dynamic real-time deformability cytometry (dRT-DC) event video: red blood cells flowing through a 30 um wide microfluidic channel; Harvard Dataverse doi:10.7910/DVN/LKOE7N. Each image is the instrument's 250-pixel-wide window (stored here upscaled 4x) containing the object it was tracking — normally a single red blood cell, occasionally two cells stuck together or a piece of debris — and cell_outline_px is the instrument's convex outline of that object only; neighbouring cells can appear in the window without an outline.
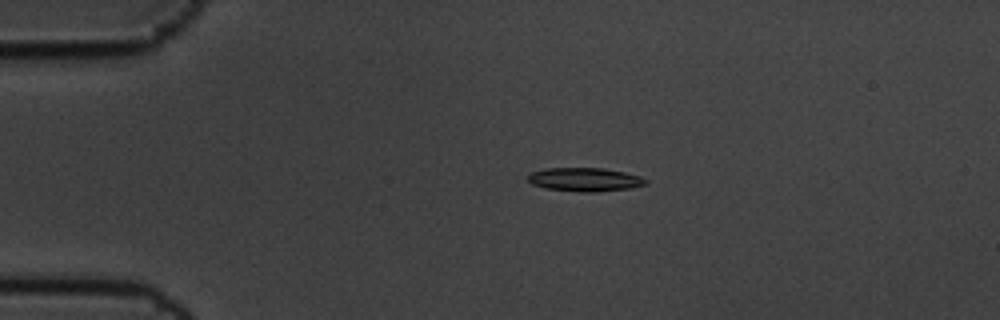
{"species": "common noctule bat (a hibernating species)", "species_latin": "Nyctalus noctula", "temperature_condition": "cold", "stored_images_in_passage": 10, "camera_frame_rate_fps": 3000, "um_per_image_px": 0.085, "animal": {"sex": "male", "body_mass_g": 19.5, "forearm_length_mm": 54.6}, "frame": {"image": 1, "passage_image": 3, "time_ms": 0.667, "image_size_px": [1000, 320], "cell_outline_px": [[648, 184], [632, 188], [596, 192], [584, 192], [544, 188], [532, 184], [528, 180], [528, 176], [532, 172], [544, 168], [604, 168], [624, 172], [640, 176], [648, 180]], "centroid_in_image_um": [49.74, 15.26], "position_along_channel_um": 35.3, "area_um2": 16.3}}
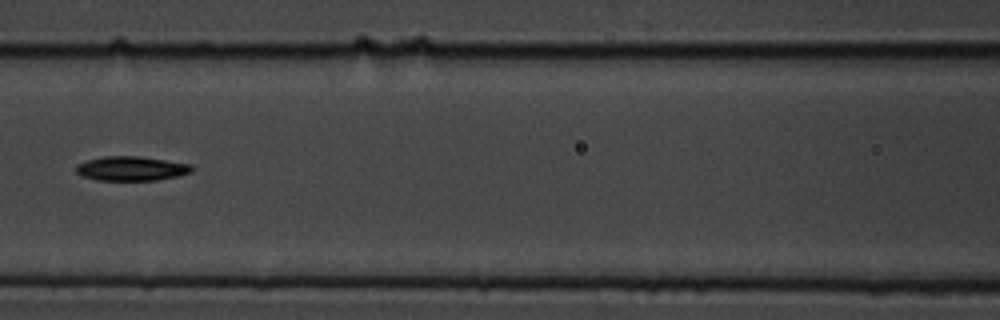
{"frame": {"image": 2, "passage_image": 7, "time_ms": 2.0, "image_size_px": [1000, 320], "cell_outline_px": [[192, 172], [176, 176], [156, 180], [96, 180], [80, 176], [76, 172], [76, 164], [84, 160], [104, 156], [140, 156], [192, 164]], "centroid_in_image_um": [11.11, 14.32], "position_along_channel_um": 155.5, "area_um2": 16.59}}
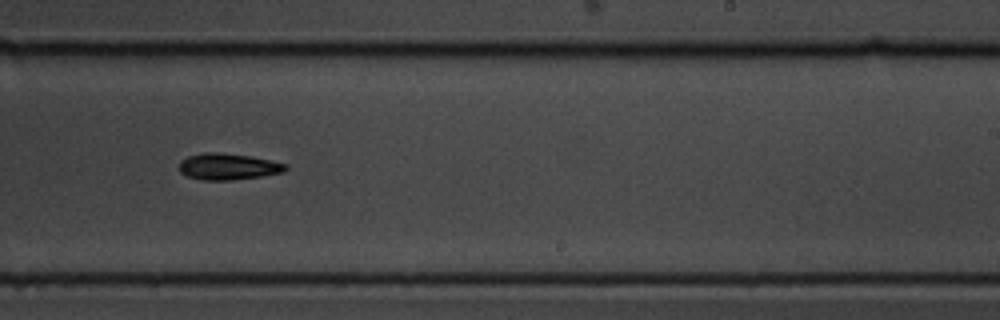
{"frame": {"image": 3, "passage_image": 10, "time_ms": 3.0, "image_size_px": [1000, 320], "cell_outline_px": [[288, 168], [284, 172], [260, 176], [232, 180], [200, 180], [188, 176], [180, 172], [180, 160], [188, 156], [204, 152], [216, 152], [252, 156], [288, 164]], "centroid_in_image_um": [19.4, 14.15], "position_along_channel_um": 269.6, "area_um2": 16.42}}